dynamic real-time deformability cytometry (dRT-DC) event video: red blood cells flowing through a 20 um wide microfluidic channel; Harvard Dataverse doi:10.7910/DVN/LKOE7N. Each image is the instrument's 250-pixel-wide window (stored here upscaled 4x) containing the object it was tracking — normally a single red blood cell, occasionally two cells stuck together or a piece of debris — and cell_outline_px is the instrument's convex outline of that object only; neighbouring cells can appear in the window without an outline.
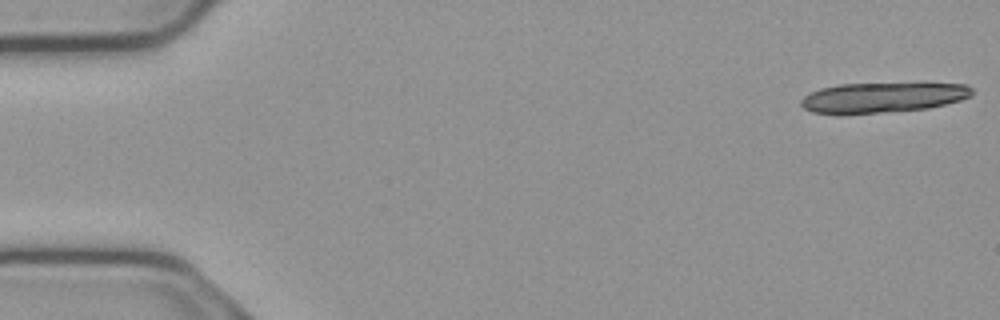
{"species": "common noctule bat (a hibernating species)", "species_latin": "Nyctalus noctula", "temperature_condition": "cold", "stored_images_in_passage": 19, "camera_frame_rate_fps": 3000, "um_per_image_px": 0.085, "animal": {"sex": "male", "body_mass_g": 23.1, "forearm_length_mm": 52.7}, "frame": {"image": 1, "passage_image": 1, "time_ms": 0.0, "image_size_px": [1000, 320], "cell_outline_px": [[972, 96], [960, 100], [928, 108], [844, 116], [836, 116], [812, 112], [804, 108], [800, 104], [800, 100], [804, 96], [820, 88], [840, 84], [968, 84], [972, 88]], "centroid_in_image_um": [74.93, 8.32], "position_along_channel_um": 10.1, "area_um2": 30.35}}